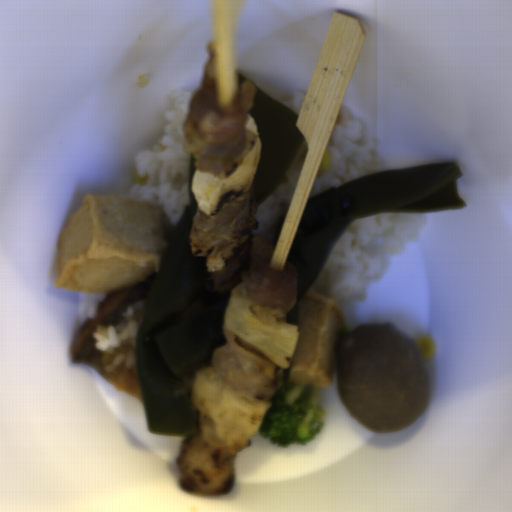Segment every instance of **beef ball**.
<instances>
[{"mask_svg": "<svg viewBox=\"0 0 512 512\" xmlns=\"http://www.w3.org/2000/svg\"><path fill=\"white\" fill-rule=\"evenodd\" d=\"M335 383L344 409L372 433L408 428L431 403L428 362L412 336L391 322L362 323L344 332Z\"/></svg>", "mask_w": 512, "mask_h": 512, "instance_id": "c3f7d807", "label": "beef ball"}]
</instances>
